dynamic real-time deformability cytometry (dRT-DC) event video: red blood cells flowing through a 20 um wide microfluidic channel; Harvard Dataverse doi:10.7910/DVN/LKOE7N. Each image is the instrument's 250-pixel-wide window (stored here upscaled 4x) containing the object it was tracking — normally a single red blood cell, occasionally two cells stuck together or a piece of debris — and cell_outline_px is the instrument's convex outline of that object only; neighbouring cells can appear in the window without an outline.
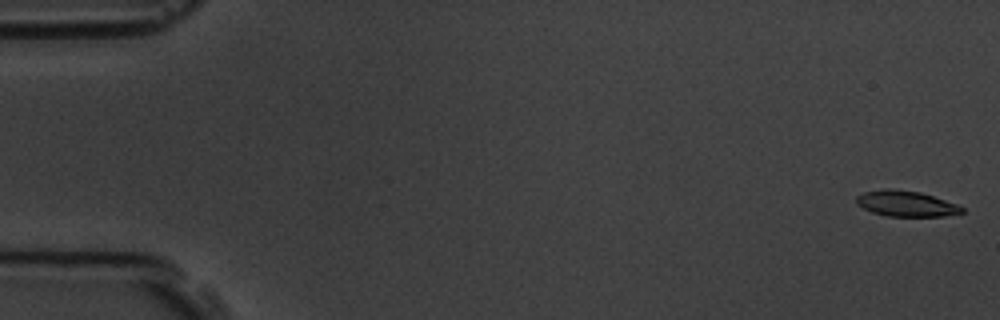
{"species": "common noctule bat (a hibernating species)", "species_latin": "Nyctalus noctula", "temperature_condition": "room temperature", "stored_images_in_passage": 4, "camera_frame_rate_fps": 3000, "um_per_image_px": 0.085, "animal": {"sex": "male", "body_mass_g": 19.5, "forearm_length_mm": 54.6}, "frame": {"image": 1, "passage_image": 1, "time_ms": 0.0, "image_size_px": [1000, 320], "cell_outline_px": [[964, 212], [944, 216], [888, 216], [872, 212], [856, 204], [856, 196], [864, 192], [884, 188], [892, 188], [920, 192], [956, 204], [964, 208]], "centroid_in_image_um": [76.98, 17.3], "position_along_channel_um": 8.0, "area_um2": 15.72}}